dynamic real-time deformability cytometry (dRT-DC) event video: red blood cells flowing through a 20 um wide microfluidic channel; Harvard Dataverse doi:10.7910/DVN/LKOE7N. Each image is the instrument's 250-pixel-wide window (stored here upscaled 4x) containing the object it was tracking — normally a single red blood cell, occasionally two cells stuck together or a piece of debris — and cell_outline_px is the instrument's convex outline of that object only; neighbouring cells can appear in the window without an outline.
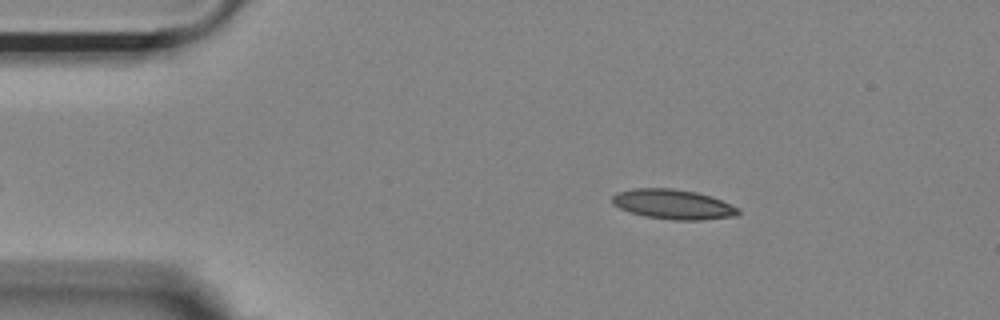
{"species": "Egyptian fruit bat (a non-hibernating species)", "species_latin": "Rousettus aegyptiacus", "temperature_condition": "room temperature", "stored_images_in_passage": 43, "camera_frame_rate_fps": 3000, "um_per_image_px": 0.085, "animal": {"sex": "female"}, "frame": {"image": 1, "passage_image": 5, "time_ms": 1.333, "image_size_px": [1000, 320], "cell_outline_px": [[740, 212], [736, 216], [700, 220], [672, 220], [644, 216], [620, 208], [612, 204], [612, 196], [616, 192], [636, 188], [672, 188], [696, 192], [712, 196], [740, 208]], "centroid_in_image_um": [57.23, 17.36], "position_along_channel_um": 27.8, "area_um2": 21.96}}
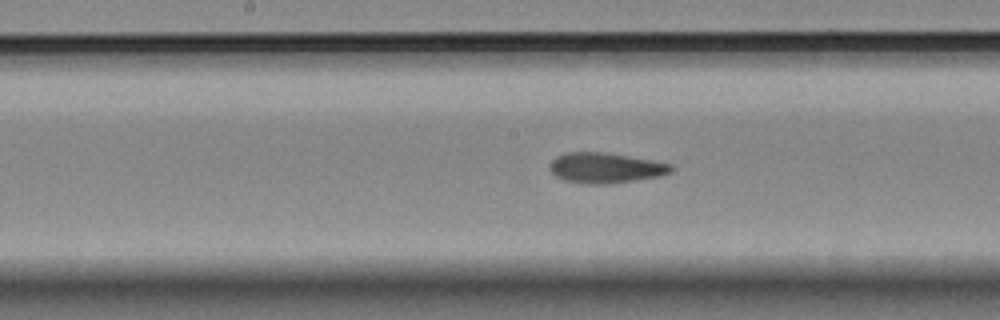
{"frame": {"image": 2, "passage_image": 23, "time_ms": 7.333, "image_size_px": [1000, 320], "cell_outline_px": [[672, 172], [660, 176], [608, 184], [588, 184], [564, 180], [556, 176], [552, 172], [552, 160], [556, 156], [564, 152], [608, 152], [652, 160], [672, 164]], "centroid_in_image_um": [51.49, 14.26], "position_along_channel_um": 196.7, "area_um2": 21.39}}
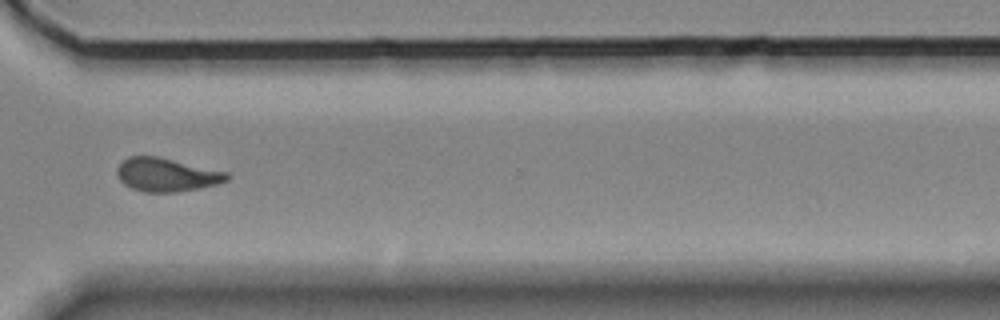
{"frame": {"image": 3, "passage_image": 36, "time_ms": 11.667, "image_size_px": [1000, 320], "cell_outline_px": [[232, 176], [228, 180], [216, 184], [200, 188], [176, 192], [144, 192], [132, 188], [124, 184], [120, 180], [116, 172], [116, 168], [128, 156], [156, 156], [228, 172]], "centroid_in_image_um": [14.16, 14.86], "position_along_channel_um": 356.4, "area_um2": 21.39}, "authors_computed_cell_mechanics": {"area_um2": 21.386, "velocity_mm_per_s": 3.686, "shape_relaxation_time_tau1_ms": 10.8811, "shape_relaxation_time_tau2_ms": 2.3294, "deformation_change_tau1": 0.2439, "deformation_change_tau2": 0.1013}}